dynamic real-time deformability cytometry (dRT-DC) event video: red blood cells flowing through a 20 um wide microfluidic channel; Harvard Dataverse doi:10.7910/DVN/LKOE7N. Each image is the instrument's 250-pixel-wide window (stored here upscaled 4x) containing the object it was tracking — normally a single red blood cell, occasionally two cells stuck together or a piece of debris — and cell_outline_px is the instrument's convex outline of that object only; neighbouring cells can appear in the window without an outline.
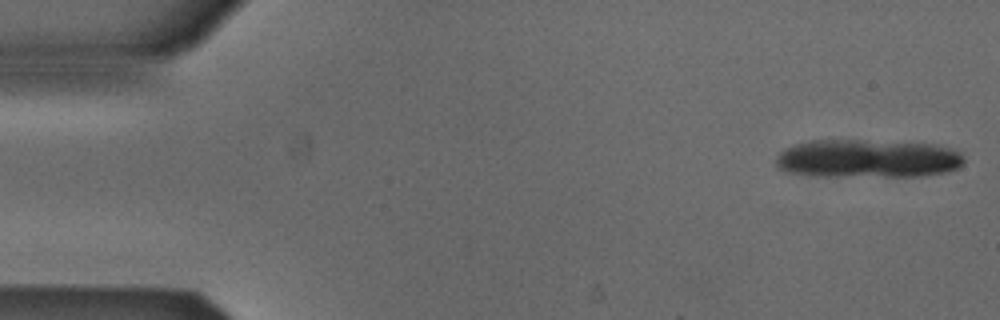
{"species": "Egyptian fruit bat (a non-hibernating species)", "species_latin": "Rousettus aegyptiacus", "temperature_condition": "cold", "stored_images_in_passage": 10, "camera_frame_rate_fps": 3000, "um_per_image_px": 0.085, "animal": {"sex": "male"}, "frame": {"image": 1, "passage_image": 1, "time_ms": 0.0, "image_size_px": [1000, 320], "cell_outline_px": [[964, 164], [956, 168], [944, 172], [924, 176], [816, 176], [784, 172], [776, 168], [776, 156], [784, 148], [796, 144], [812, 140], [856, 140], [936, 144], [960, 152], [964, 160]], "centroid_in_image_um": [73.7, 13.49], "position_along_channel_um": 11.3, "area_um2": 42.25}}